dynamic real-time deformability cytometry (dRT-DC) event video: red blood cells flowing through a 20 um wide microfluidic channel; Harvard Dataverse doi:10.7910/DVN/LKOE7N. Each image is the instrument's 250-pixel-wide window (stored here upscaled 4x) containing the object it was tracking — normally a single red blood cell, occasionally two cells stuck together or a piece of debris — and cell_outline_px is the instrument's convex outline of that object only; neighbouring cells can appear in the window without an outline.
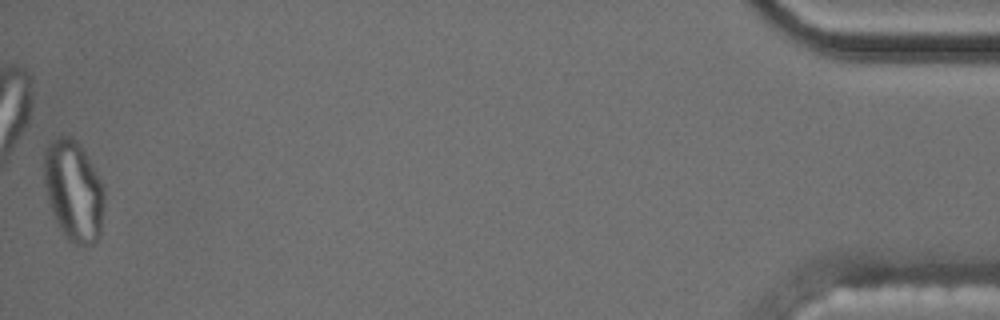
{"species": "common noctule bat (a hibernating species)", "species_latin": "Nyctalus noctula", "temperature_condition": "cold", "stored_images_in_passage": 45, "camera_frame_rate_fps": 3000, "um_per_image_px": 0.085, "animal": {"sex": "male", "body_mass_g": 17.5, "forearm_length_mm": 52.3}, "frame": {"image": 1, "passage_image": 45, "time_ms": 14.667, "image_size_px": [1000, 320], "cell_outline_px": [[104, 208], [100, 236], [92, 244], [76, 244], [68, 240], [60, 228], [56, 220], [48, 200], [44, 184], [44, 152], [48, 144], [60, 132], [72, 136], [76, 140], [92, 164], [104, 184]], "centroid_in_image_um": [6.26, 16.16], "position_along_channel_um": 428.9, "area_um2": 35.66}, "authors_computed_cell_mechanics": {"area_um2": 19.652, "velocity_mm_per_s": 3.5876, "shape_relaxation_time_tau1_ms": null, "shape_relaxation_time_tau2_ms": 2.6929, "deformation_change_tau1": null, "deformation_change_tau2": 0.0999}}